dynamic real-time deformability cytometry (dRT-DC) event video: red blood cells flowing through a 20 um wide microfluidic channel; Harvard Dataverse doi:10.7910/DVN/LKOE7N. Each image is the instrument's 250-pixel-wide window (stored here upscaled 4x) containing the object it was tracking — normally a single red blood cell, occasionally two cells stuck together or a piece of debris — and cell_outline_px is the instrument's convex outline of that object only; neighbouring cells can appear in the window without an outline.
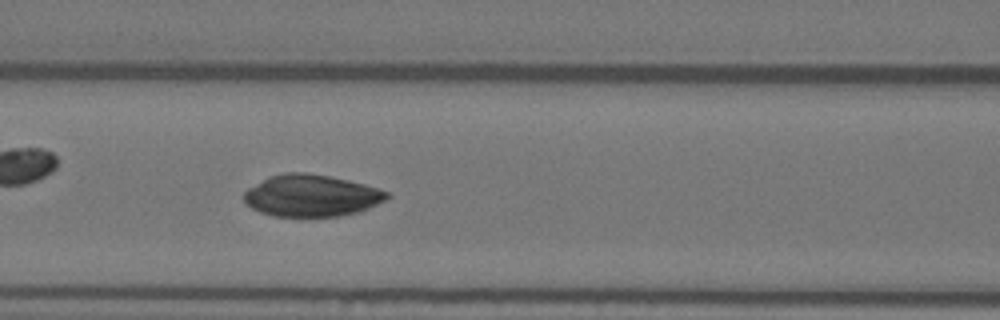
{"species": "Egyptian fruit bat (a non-hibernating species)", "species_latin": "Rousettus aegyptiacus", "temperature_condition": "warm", "stored_images_in_passage": 46, "camera_frame_rate_fps": 3000, "um_per_image_px": 0.085, "animal": {"sex": "female"}, "frame": {"image": 1, "passage_image": 19, "time_ms": 6.0, "image_size_px": [1000, 320], "cell_outline_px": [[392, 196], [368, 208], [356, 212], [340, 216], [272, 216], [260, 212], [252, 208], [244, 200], [244, 192], [248, 188], [268, 176], [284, 172], [304, 172], [328, 176], [348, 180], [364, 184], [388, 192]], "centroid_in_image_um": [26.44, 16.62], "position_along_channel_um": 140.2, "area_um2": 34.68}}
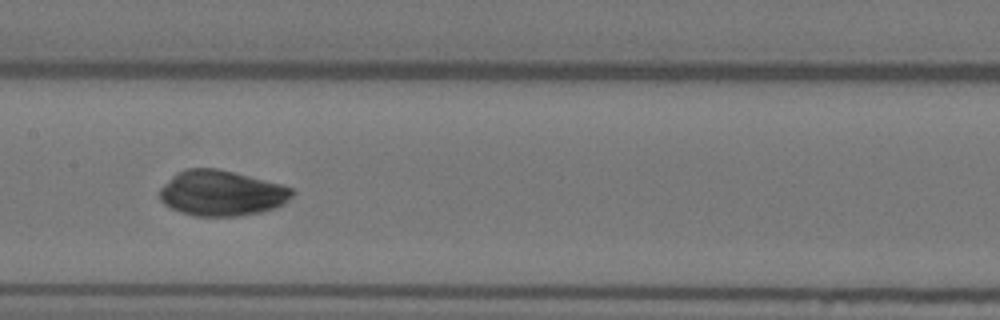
{"frame": {"image": 2, "passage_image": 23, "time_ms": 7.333, "image_size_px": [1000, 320], "cell_outline_px": [[296, 192], [284, 204], [276, 208], [260, 212], [236, 216], [196, 216], [180, 212], [164, 204], [160, 200], [160, 188], [172, 176], [184, 168], [216, 168], [280, 184], [292, 188]], "centroid_in_image_um": [18.83, 16.42], "position_along_channel_um": 188.6, "area_um2": 34.97}}